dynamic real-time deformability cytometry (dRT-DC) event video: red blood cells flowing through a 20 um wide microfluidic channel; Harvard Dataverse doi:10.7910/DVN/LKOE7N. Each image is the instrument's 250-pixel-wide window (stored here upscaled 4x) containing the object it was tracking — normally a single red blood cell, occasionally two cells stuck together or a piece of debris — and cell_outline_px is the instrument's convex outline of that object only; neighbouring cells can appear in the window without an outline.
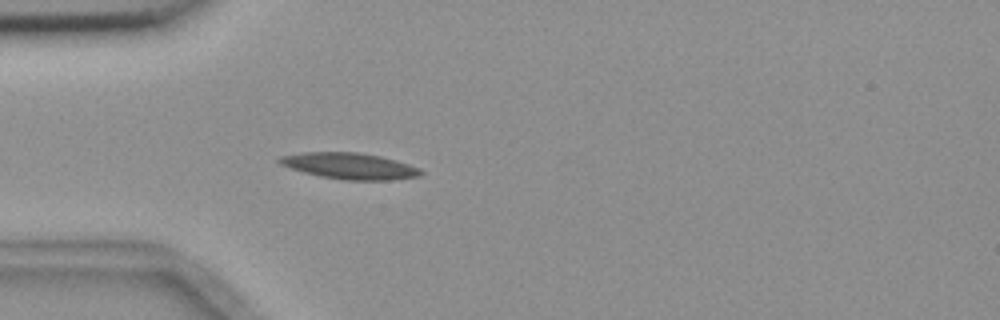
{"species": "common noctule bat (a hibernating species)", "species_latin": "Nyctalus noctula", "temperature_condition": "room temperature", "stored_images_in_passage": 3, "camera_frame_rate_fps": 3000, "um_per_image_px": 0.085, "animal": {"sex": "female", "body_mass_g": 18.4}, "frame": {"image": 1, "passage_image": 3, "time_ms": 2.333, "image_size_px": [1000, 320], "cell_outline_px": [[424, 172], [420, 176], [388, 180], [344, 180], [320, 176], [304, 172], [280, 164], [276, 160], [280, 156], [304, 152], [356, 152], [380, 156], [396, 160], [420, 168]], "centroid_in_image_um": [29.73, 14.1], "position_along_channel_um": 55.3, "area_um2": 21.5}}